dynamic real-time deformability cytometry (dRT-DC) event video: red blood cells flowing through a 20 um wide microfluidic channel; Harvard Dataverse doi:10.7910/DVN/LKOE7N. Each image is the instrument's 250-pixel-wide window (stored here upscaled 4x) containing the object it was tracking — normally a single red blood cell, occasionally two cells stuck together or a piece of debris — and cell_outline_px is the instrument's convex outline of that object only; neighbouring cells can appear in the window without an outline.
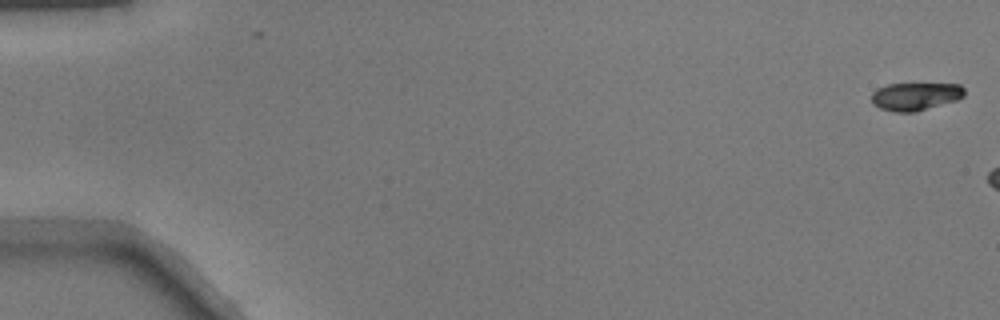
{"species": "common noctule bat (a hibernating species)", "species_latin": "Nyctalus noctula", "temperature_condition": "warm", "stored_images_in_passage": 7, "camera_frame_rate_fps": 3000, "um_per_image_px": 0.085, "animal": {"sex": "male", "body_mass_g": 17.9}, "frame": {"image": 1, "passage_image": 1, "time_ms": 0.0, "image_size_px": [1000, 320], "cell_outline_px": [[964, 96], [956, 100], [916, 112], [896, 112], [880, 108], [872, 104], [872, 92], [876, 88], [888, 84], [960, 84], [964, 88]], "centroid_in_image_um": [77.79, 8.19], "position_along_channel_um": 7.2, "area_um2": 15.09}}